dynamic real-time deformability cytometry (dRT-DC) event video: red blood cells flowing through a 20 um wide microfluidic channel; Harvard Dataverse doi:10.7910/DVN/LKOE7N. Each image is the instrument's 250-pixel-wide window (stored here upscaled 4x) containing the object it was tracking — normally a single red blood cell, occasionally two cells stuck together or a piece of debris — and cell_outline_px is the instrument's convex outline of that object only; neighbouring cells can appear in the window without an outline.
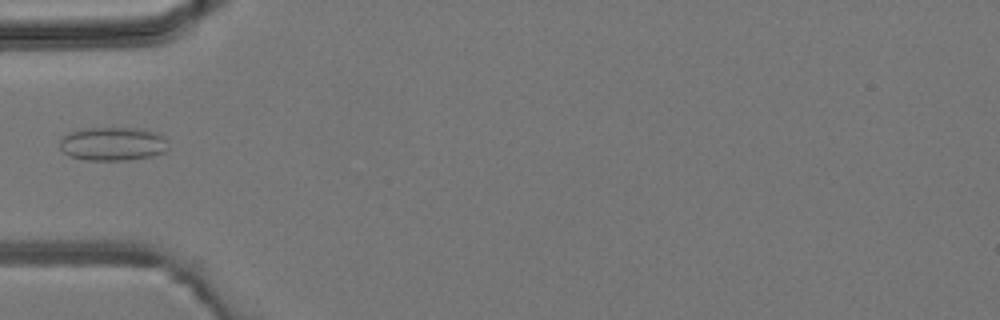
{"species": "common noctule bat (a hibernating species)", "species_latin": "Nyctalus noctula", "temperature_condition": "room temperature", "stored_images_in_passage": 6, "camera_frame_rate_fps": 3000, "um_per_image_px": 0.085, "animal": {"sex": "male", "body_mass_g": 19.2, "forearm_length_mm": 51.8}, "frame": {"image": 1, "passage_image": 6, "time_ms": 5.667, "image_size_px": [1000, 320], "cell_outline_px": [[168, 148], [164, 152], [152, 156], [128, 160], [88, 160], [72, 156], [64, 152], [60, 148], [60, 140], [64, 136], [72, 132], [84, 128], [136, 128], [156, 132], [164, 136]], "centroid_in_image_um": [9.61, 12.23], "position_along_channel_um": 75.4, "area_um2": 21.1}}